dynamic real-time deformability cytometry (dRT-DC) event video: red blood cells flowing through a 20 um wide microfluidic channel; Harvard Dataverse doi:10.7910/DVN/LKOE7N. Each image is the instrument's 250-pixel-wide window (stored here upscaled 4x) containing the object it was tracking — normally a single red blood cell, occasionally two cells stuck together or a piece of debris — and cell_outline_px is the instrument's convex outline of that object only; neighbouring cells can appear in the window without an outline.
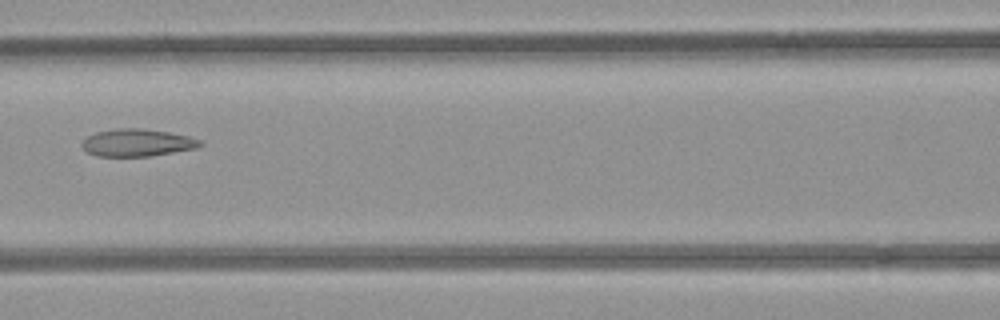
{"species": "common noctule bat (a hibernating species)", "species_latin": "Nyctalus noctula", "temperature_condition": "room temperature", "stored_images_in_passage": 4, "camera_frame_rate_fps": 3000, "um_per_image_px": 0.085, "animal": {"sex": "female", "body_mass_g": 21.9}, "frame": {"image": 1, "passage_image": 3, "time_ms": 2.333, "image_size_px": [1000, 320], "cell_outline_px": [[204, 144], [196, 148], [148, 156], [96, 156], [88, 152], [80, 144], [88, 136], [96, 132], [116, 128], [140, 128], [168, 132], [188, 136], [200, 140]], "centroid_in_image_um": [11.65, 12.12], "position_along_channel_um": 155.0, "area_um2": 18.67}}
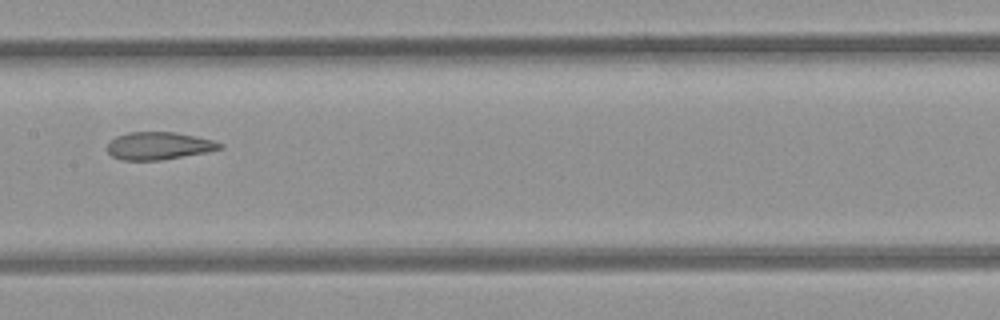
{"frame": {"image": 2, "passage_image": 4, "time_ms": 3.333, "image_size_px": [1000, 320], "cell_outline_px": [[224, 148], [204, 152], [160, 160], [120, 160], [112, 156], [108, 152], [108, 144], [116, 136], [128, 132], [176, 132], [196, 136], [212, 140], [224, 144]], "centroid_in_image_um": [13.49, 12.39], "position_along_channel_um": 193.9, "area_um2": 17.98}}